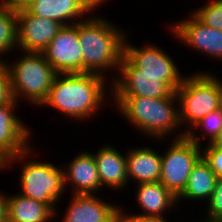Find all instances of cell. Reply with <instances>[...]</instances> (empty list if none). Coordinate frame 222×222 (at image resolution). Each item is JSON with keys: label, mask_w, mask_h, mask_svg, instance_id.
I'll use <instances>...</instances> for the list:
<instances>
[{"label": "cell", "mask_w": 222, "mask_h": 222, "mask_svg": "<svg viewBox=\"0 0 222 222\" xmlns=\"http://www.w3.org/2000/svg\"><path fill=\"white\" fill-rule=\"evenodd\" d=\"M200 128V129H199ZM222 128V106L210 113L204 118L195 123L189 131L185 133V136L193 141L196 145L201 146V140L206 138L207 144L213 143L218 137ZM203 131L201 134L197 133V130ZM200 134V135H199Z\"/></svg>", "instance_id": "23"}, {"label": "cell", "mask_w": 222, "mask_h": 222, "mask_svg": "<svg viewBox=\"0 0 222 222\" xmlns=\"http://www.w3.org/2000/svg\"><path fill=\"white\" fill-rule=\"evenodd\" d=\"M96 167L101 186L105 189L123 191L128 184L126 154H121L114 146L105 144L94 151ZM106 186V187H105Z\"/></svg>", "instance_id": "17"}, {"label": "cell", "mask_w": 222, "mask_h": 222, "mask_svg": "<svg viewBox=\"0 0 222 222\" xmlns=\"http://www.w3.org/2000/svg\"><path fill=\"white\" fill-rule=\"evenodd\" d=\"M179 102V121L186 133L208 113L222 106V80L215 74L199 71L184 76L176 89ZM188 128V129H187Z\"/></svg>", "instance_id": "5"}, {"label": "cell", "mask_w": 222, "mask_h": 222, "mask_svg": "<svg viewBox=\"0 0 222 222\" xmlns=\"http://www.w3.org/2000/svg\"><path fill=\"white\" fill-rule=\"evenodd\" d=\"M206 213L208 220H218L222 217V179L218 178L215 184L214 192L206 202Z\"/></svg>", "instance_id": "26"}, {"label": "cell", "mask_w": 222, "mask_h": 222, "mask_svg": "<svg viewBox=\"0 0 222 222\" xmlns=\"http://www.w3.org/2000/svg\"><path fill=\"white\" fill-rule=\"evenodd\" d=\"M212 144L222 149V128L220 130V133L218 134V137L214 140Z\"/></svg>", "instance_id": "32"}, {"label": "cell", "mask_w": 222, "mask_h": 222, "mask_svg": "<svg viewBox=\"0 0 222 222\" xmlns=\"http://www.w3.org/2000/svg\"><path fill=\"white\" fill-rule=\"evenodd\" d=\"M42 53L57 74L83 73L78 23L63 25Z\"/></svg>", "instance_id": "10"}, {"label": "cell", "mask_w": 222, "mask_h": 222, "mask_svg": "<svg viewBox=\"0 0 222 222\" xmlns=\"http://www.w3.org/2000/svg\"><path fill=\"white\" fill-rule=\"evenodd\" d=\"M165 152H161V176L163 184L176 198L185 190L193 166L201 158L202 146L186 136L172 139Z\"/></svg>", "instance_id": "7"}, {"label": "cell", "mask_w": 222, "mask_h": 222, "mask_svg": "<svg viewBox=\"0 0 222 222\" xmlns=\"http://www.w3.org/2000/svg\"><path fill=\"white\" fill-rule=\"evenodd\" d=\"M0 7L15 8L14 0H0Z\"/></svg>", "instance_id": "31"}, {"label": "cell", "mask_w": 222, "mask_h": 222, "mask_svg": "<svg viewBox=\"0 0 222 222\" xmlns=\"http://www.w3.org/2000/svg\"><path fill=\"white\" fill-rule=\"evenodd\" d=\"M108 0H37L27 10L32 14L54 20L62 25L76 24L87 18ZM82 16V18H81ZM81 18L79 20V18ZM78 18V19H77Z\"/></svg>", "instance_id": "14"}, {"label": "cell", "mask_w": 222, "mask_h": 222, "mask_svg": "<svg viewBox=\"0 0 222 222\" xmlns=\"http://www.w3.org/2000/svg\"><path fill=\"white\" fill-rule=\"evenodd\" d=\"M173 37L177 38L181 44L195 49L211 57L212 59L222 60V30L209 27L201 23L192 13L187 19L176 21L169 25Z\"/></svg>", "instance_id": "11"}, {"label": "cell", "mask_w": 222, "mask_h": 222, "mask_svg": "<svg viewBox=\"0 0 222 222\" xmlns=\"http://www.w3.org/2000/svg\"><path fill=\"white\" fill-rule=\"evenodd\" d=\"M33 148L34 146H30L24 152L8 158L5 161V169L12 168L16 162L18 164L23 162L21 173H19L21 186L19 194L46 204L55 213V218L56 216L61 218L58 217L56 204L60 202L59 199L63 197L65 191L62 165L57 166L46 161H35L30 157L34 154L35 149Z\"/></svg>", "instance_id": "4"}, {"label": "cell", "mask_w": 222, "mask_h": 222, "mask_svg": "<svg viewBox=\"0 0 222 222\" xmlns=\"http://www.w3.org/2000/svg\"><path fill=\"white\" fill-rule=\"evenodd\" d=\"M65 165V168L62 167L65 190L68 189L69 184L73 189L72 194H98L99 191L104 190L92 152L80 151Z\"/></svg>", "instance_id": "15"}, {"label": "cell", "mask_w": 222, "mask_h": 222, "mask_svg": "<svg viewBox=\"0 0 222 222\" xmlns=\"http://www.w3.org/2000/svg\"><path fill=\"white\" fill-rule=\"evenodd\" d=\"M62 27L61 23L32 15L27 9L17 10L18 49L42 52Z\"/></svg>", "instance_id": "12"}, {"label": "cell", "mask_w": 222, "mask_h": 222, "mask_svg": "<svg viewBox=\"0 0 222 222\" xmlns=\"http://www.w3.org/2000/svg\"><path fill=\"white\" fill-rule=\"evenodd\" d=\"M125 209L120 207L117 213L116 222H168L165 217H148V216H140L136 213L128 214ZM127 213V214H126Z\"/></svg>", "instance_id": "28"}, {"label": "cell", "mask_w": 222, "mask_h": 222, "mask_svg": "<svg viewBox=\"0 0 222 222\" xmlns=\"http://www.w3.org/2000/svg\"><path fill=\"white\" fill-rule=\"evenodd\" d=\"M17 105L20 104H0V158L4 162L32 144L30 128L16 115Z\"/></svg>", "instance_id": "13"}, {"label": "cell", "mask_w": 222, "mask_h": 222, "mask_svg": "<svg viewBox=\"0 0 222 222\" xmlns=\"http://www.w3.org/2000/svg\"><path fill=\"white\" fill-rule=\"evenodd\" d=\"M70 200L62 222H116L120 207L97 194H72Z\"/></svg>", "instance_id": "16"}, {"label": "cell", "mask_w": 222, "mask_h": 222, "mask_svg": "<svg viewBox=\"0 0 222 222\" xmlns=\"http://www.w3.org/2000/svg\"><path fill=\"white\" fill-rule=\"evenodd\" d=\"M209 1L191 12L201 23L222 30V0Z\"/></svg>", "instance_id": "24"}, {"label": "cell", "mask_w": 222, "mask_h": 222, "mask_svg": "<svg viewBox=\"0 0 222 222\" xmlns=\"http://www.w3.org/2000/svg\"><path fill=\"white\" fill-rule=\"evenodd\" d=\"M135 187V201L143 213L139 211L137 215L167 217L164 216L167 211L179 205L177 198L161 182L135 184Z\"/></svg>", "instance_id": "19"}, {"label": "cell", "mask_w": 222, "mask_h": 222, "mask_svg": "<svg viewBox=\"0 0 222 222\" xmlns=\"http://www.w3.org/2000/svg\"><path fill=\"white\" fill-rule=\"evenodd\" d=\"M18 50L17 9L0 7V59Z\"/></svg>", "instance_id": "22"}, {"label": "cell", "mask_w": 222, "mask_h": 222, "mask_svg": "<svg viewBox=\"0 0 222 222\" xmlns=\"http://www.w3.org/2000/svg\"><path fill=\"white\" fill-rule=\"evenodd\" d=\"M0 104H19L14 100L10 74L5 60L0 59Z\"/></svg>", "instance_id": "27"}, {"label": "cell", "mask_w": 222, "mask_h": 222, "mask_svg": "<svg viewBox=\"0 0 222 222\" xmlns=\"http://www.w3.org/2000/svg\"><path fill=\"white\" fill-rule=\"evenodd\" d=\"M129 35L124 40L122 60L137 74L151 76H184L175 60L157 44L146 43L138 47L129 43ZM150 44V45H149Z\"/></svg>", "instance_id": "9"}, {"label": "cell", "mask_w": 222, "mask_h": 222, "mask_svg": "<svg viewBox=\"0 0 222 222\" xmlns=\"http://www.w3.org/2000/svg\"><path fill=\"white\" fill-rule=\"evenodd\" d=\"M120 116L139 131L141 135L158 140L173 136L179 139L185 136L179 121V102L176 92L169 97H112ZM177 106V107H176ZM177 129V130H176ZM180 129V132L177 133ZM175 132V133H174Z\"/></svg>", "instance_id": "2"}, {"label": "cell", "mask_w": 222, "mask_h": 222, "mask_svg": "<svg viewBox=\"0 0 222 222\" xmlns=\"http://www.w3.org/2000/svg\"><path fill=\"white\" fill-rule=\"evenodd\" d=\"M118 74L109 77L112 97H169L176 92L184 78V76L137 75L123 60Z\"/></svg>", "instance_id": "8"}, {"label": "cell", "mask_w": 222, "mask_h": 222, "mask_svg": "<svg viewBox=\"0 0 222 222\" xmlns=\"http://www.w3.org/2000/svg\"><path fill=\"white\" fill-rule=\"evenodd\" d=\"M87 16L89 17L78 22L83 73H95L108 78L107 71L113 69L118 73L124 55L126 30L118 28L108 18L97 17V14Z\"/></svg>", "instance_id": "3"}, {"label": "cell", "mask_w": 222, "mask_h": 222, "mask_svg": "<svg viewBox=\"0 0 222 222\" xmlns=\"http://www.w3.org/2000/svg\"><path fill=\"white\" fill-rule=\"evenodd\" d=\"M109 82L108 78L95 73L56 74L47 98L39 107L49 106L73 121L91 120L104 107L107 98L112 100V91H106L109 87L111 90Z\"/></svg>", "instance_id": "1"}, {"label": "cell", "mask_w": 222, "mask_h": 222, "mask_svg": "<svg viewBox=\"0 0 222 222\" xmlns=\"http://www.w3.org/2000/svg\"><path fill=\"white\" fill-rule=\"evenodd\" d=\"M20 54L12 63L5 60L14 100L18 103L23 97L33 107H39L47 98L57 73L42 52L23 51Z\"/></svg>", "instance_id": "6"}, {"label": "cell", "mask_w": 222, "mask_h": 222, "mask_svg": "<svg viewBox=\"0 0 222 222\" xmlns=\"http://www.w3.org/2000/svg\"><path fill=\"white\" fill-rule=\"evenodd\" d=\"M216 175L212 172L209 165L201 157L193 166L188 179L187 186L183 193L177 198L178 203L181 200H198L206 202L214 192L217 181Z\"/></svg>", "instance_id": "21"}, {"label": "cell", "mask_w": 222, "mask_h": 222, "mask_svg": "<svg viewBox=\"0 0 222 222\" xmlns=\"http://www.w3.org/2000/svg\"><path fill=\"white\" fill-rule=\"evenodd\" d=\"M7 222H51L55 213L44 203L19 193H6Z\"/></svg>", "instance_id": "20"}, {"label": "cell", "mask_w": 222, "mask_h": 222, "mask_svg": "<svg viewBox=\"0 0 222 222\" xmlns=\"http://www.w3.org/2000/svg\"><path fill=\"white\" fill-rule=\"evenodd\" d=\"M35 1L37 0H14V4L17 10L27 9Z\"/></svg>", "instance_id": "30"}, {"label": "cell", "mask_w": 222, "mask_h": 222, "mask_svg": "<svg viewBox=\"0 0 222 222\" xmlns=\"http://www.w3.org/2000/svg\"><path fill=\"white\" fill-rule=\"evenodd\" d=\"M218 222H222V217L217 220Z\"/></svg>", "instance_id": "35"}, {"label": "cell", "mask_w": 222, "mask_h": 222, "mask_svg": "<svg viewBox=\"0 0 222 222\" xmlns=\"http://www.w3.org/2000/svg\"><path fill=\"white\" fill-rule=\"evenodd\" d=\"M201 149V157L209 165L217 178L222 179V149L212 143Z\"/></svg>", "instance_id": "25"}, {"label": "cell", "mask_w": 222, "mask_h": 222, "mask_svg": "<svg viewBox=\"0 0 222 222\" xmlns=\"http://www.w3.org/2000/svg\"><path fill=\"white\" fill-rule=\"evenodd\" d=\"M198 222H218L217 220H208V219H206V220H200V221H198Z\"/></svg>", "instance_id": "34"}, {"label": "cell", "mask_w": 222, "mask_h": 222, "mask_svg": "<svg viewBox=\"0 0 222 222\" xmlns=\"http://www.w3.org/2000/svg\"><path fill=\"white\" fill-rule=\"evenodd\" d=\"M5 170V162L0 158V172Z\"/></svg>", "instance_id": "33"}, {"label": "cell", "mask_w": 222, "mask_h": 222, "mask_svg": "<svg viewBox=\"0 0 222 222\" xmlns=\"http://www.w3.org/2000/svg\"><path fill=\"white\" fill-rule=\"evenodd\" d=\"M128 183H155L161 176V154L151 147L130 148L126 152ZM131 180V181H130Z\"/></svg>", "instance_id": "18"}, {"label": "cell", "mask_w": 222, "mask_h": 222, "mask_svg": "<svg viewBox=\"0 0 222 222\" xmlns=\"http://www.w3.org/2000/svg\"><path fill=\"white\" fill-rule=\"evenodd\" d=\"M6 193L0 192V222H7Z\"/></svg>", "instance_id": "29"}]
</instances>
